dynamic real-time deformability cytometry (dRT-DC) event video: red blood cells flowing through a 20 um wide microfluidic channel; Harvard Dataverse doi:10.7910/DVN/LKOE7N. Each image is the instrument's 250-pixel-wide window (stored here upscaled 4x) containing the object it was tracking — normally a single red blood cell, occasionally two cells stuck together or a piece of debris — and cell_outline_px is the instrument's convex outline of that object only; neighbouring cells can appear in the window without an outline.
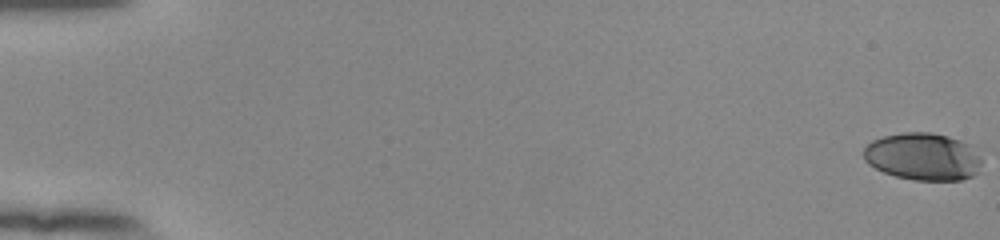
{"species": "human", "species_latin": "Homo sapiens", "temperature_condition": "room temperature", "stored_images_in_passage": 55, "camera_frame_rate_fps": 3000, "um_per_image_px": 0.085, "donor": {"sex": "female"}, "frame": {"image": 1, "passage_image": 1, "time_ms": 0.0, "image_size_px": [1000, 240], "cell_outline_px": [[980, 164], [976, 172], [972, 176], [960, 180], [916, 180], [896, 176], [884, 172], [868, 164], [864, 160], [864, 148], [872, 140], [884, 136], [904, 132], [932, 132], [948, 136], [972, 144], [980, 148]], "centroid_in_image_um": [78.49, 13.29], "position_along_channel_um": 6.5, "area_um2": 32.89}}
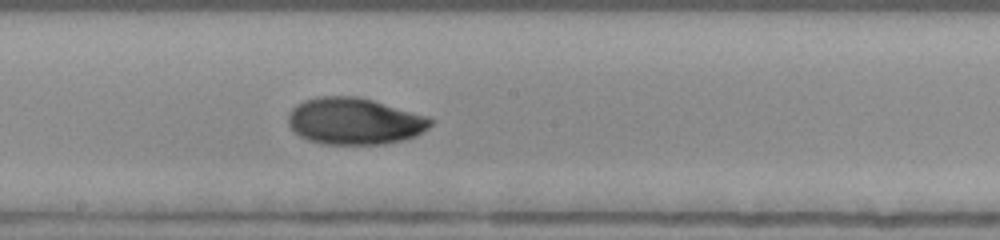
{"frame": {"image": 2, "passage_image": 32, "time_ms": 10.333, "image_size_px": [1000, 240], "cell_outline_px": [[436, 120], [428, 128], [416, 136], [404, 140], [384, 144], [324, 144], [308, 140], [300, 136], [288, 124], [288, 112], [296, 104], [304, 100], [316, 96], [356, 96], [372, 100], [428, 116]], "centroid_in_image_um": [30.14, 10.3], "position_along_channel_um": 218.1, "area_um2": 38.96}}
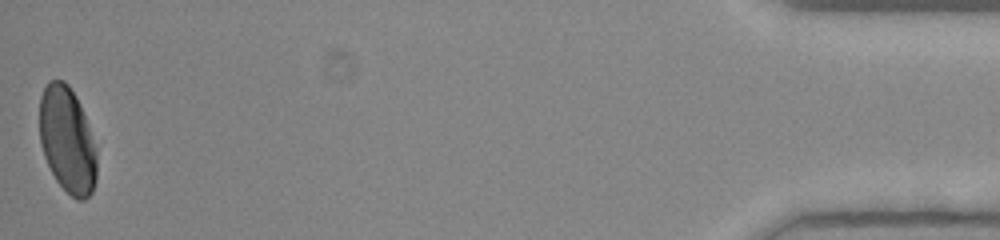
{"frame": {"image": 3, "passage_image": 55, "time_ms": 18.0, "image_size_px": [1000, 240], "cell_outline_px": [[96, 180], [92, 192], [84, 200], [76, 200], [56, 180], [44, 156], [40, 144], [40, 96], [48, 80], [64, 80], [68, 84], [76, 96], [84, 116], [96, 148]], "centroid_in_image_um": [5.71, 11.89], "position_along_channel_um": 429.5, "area_um2": 35.14}, "authors_computed_cell_mechanics": {"area_um2": 36.7608, "velocity_mm_per_s": 3.8806, "shape_relaxation_time_tau1_ms": 6.9127, "shape_relaxation_time_tau2_ms": 2.9332, "deformation_change_tau1": 0.1876, "deformation_change_tau2": 0.0394}}